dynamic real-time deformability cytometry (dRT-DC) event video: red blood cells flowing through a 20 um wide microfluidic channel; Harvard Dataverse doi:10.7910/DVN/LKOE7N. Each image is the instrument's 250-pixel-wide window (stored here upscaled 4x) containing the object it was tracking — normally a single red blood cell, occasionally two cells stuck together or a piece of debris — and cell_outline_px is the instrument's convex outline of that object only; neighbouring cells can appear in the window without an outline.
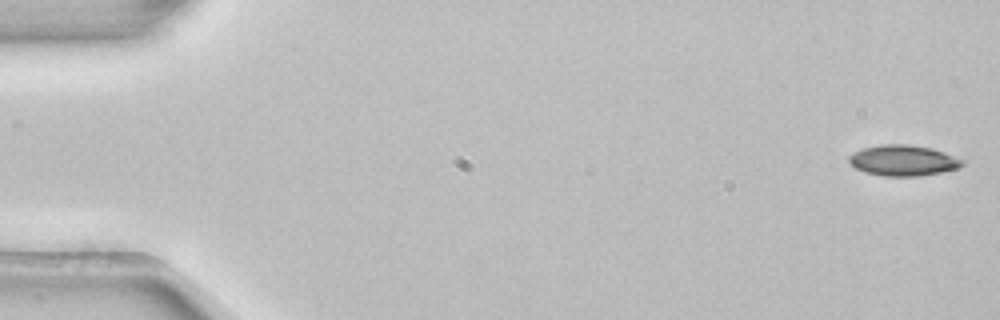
{"species": "common noctule bat (a hibernating species)", "species_latin": "Nyctalus noctula", "temperature_condition": "room temperature", "stored_images_in_passage": 53, "camera_frame_rate_fps": 3000, "um_per_image_px": 0.085, "animal": {"sex": "female", "body_mass_g": 22.7, "forearm_length_mm": 54.2}, "frame": {"image": 1, "passage_image": 1, "time_ms": 0.0, "image_size_px": [1000, 320], "cell_outline_px": [[964, 164], [960, 168], [944, 172], [920, 176], [884, 176], [864, 172], [856, 168], [848, 160], [848, 156], [852, 152], [864, 148], [880, 144], [912, 144], [932, 148], [944, 152], [964, 160]], "centroid_in_image_um": [76.79, 13.64], "position_along_channel_um": 8.2, "area_um2": 20.58}}
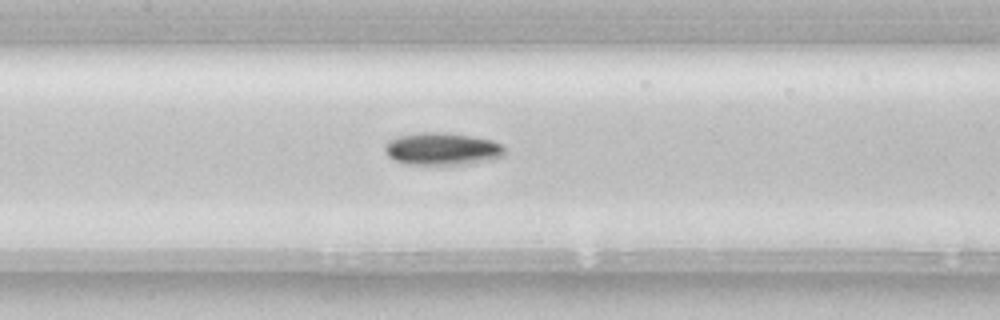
{"frame": {"image": 2, "passage_image": 25, "time_ms": 8.0, "image_size_px": [1000, 320], "cell_outline_px": [[508, 152], [504, 156], [496, 160], [468, 164], [404, 164], [392, 160], [384, 152], [384, 144], [388, 140], [400, 136], [420, 132], [444, 132], [472, 136], [492, 140], [504, 144]], "centroid_in_image_um": [37.64, 12.66], "position_along_channel_um": 169.8, "area_um2": 23.29}}
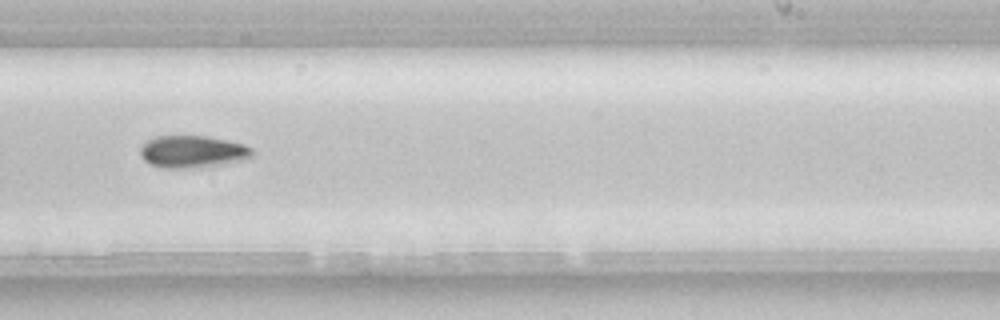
{"frame": {"image": 3, "passage_image": 33, "time_ms": 10.667, "image_size_px": [1000, 320], "cell_outline_px": [[252, 156], [248, 160], [200, 168], [164, 168], [148, 164], [140, 156], [140, 148], [148, 140], [156, 136], [208, 136], [228, 140], [244, 144], [252, 148]], "centroid_in_image_um": [16.39, 12.9], "position_along_channel_um": 272.6, "area_um2": 21.39}, "authors_computed_cell_mechanics": {"area_um2": 20.519, "velocity_mm_per_s": 3.8864, "shape_relaxation_time_tau1_ms": 3.1137, "shape_relaxation_time_tau2_ms": null, "deformation_change_tau1": 0.094, "deformation_change_tau2": null}}